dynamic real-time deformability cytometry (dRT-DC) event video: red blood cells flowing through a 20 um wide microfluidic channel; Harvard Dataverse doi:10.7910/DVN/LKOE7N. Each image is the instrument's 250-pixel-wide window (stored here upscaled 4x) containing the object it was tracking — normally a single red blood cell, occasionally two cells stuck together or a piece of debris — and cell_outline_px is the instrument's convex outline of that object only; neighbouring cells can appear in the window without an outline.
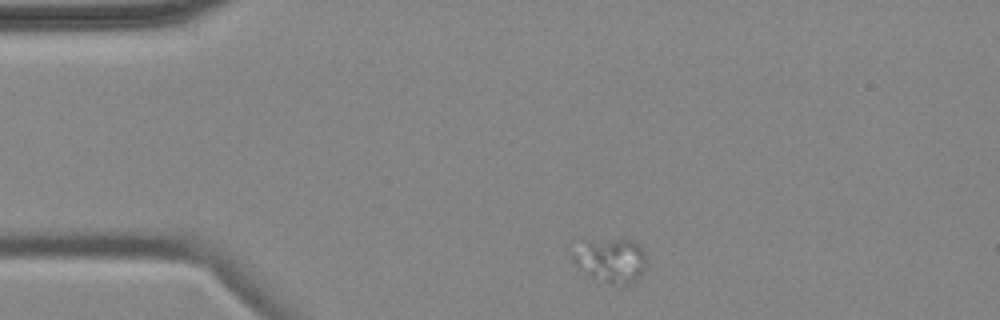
{"species": "common noctule bat (a hibernating species)", "species_latin": "Nyctalus noctula", "temperature_condition": "cold", "stored_images_in_passage": 2, "camera_frame_rate_fps": 3000, "um_per_image_px": 0.085, "animal": {"sex": "female", "body_mass_g": 18.4}, "frame": {"image": 1, "passage_image": 1, "time_ms": 0.0, "image_size_px": [1000, 320], "cell_outline_px": [[648, 264], [644, 272], [636, 280], [628, 284], [608, 284], [588, 276], [576, 268], [572, 260], [568, 248], [576, 236], [584, 236], [632, 240], [640, 244], [644, 248]], "centroid_in_image_um": [51.75, 22.01], "position_along_channel_um": 33.2, "area_um2": 21.39}}